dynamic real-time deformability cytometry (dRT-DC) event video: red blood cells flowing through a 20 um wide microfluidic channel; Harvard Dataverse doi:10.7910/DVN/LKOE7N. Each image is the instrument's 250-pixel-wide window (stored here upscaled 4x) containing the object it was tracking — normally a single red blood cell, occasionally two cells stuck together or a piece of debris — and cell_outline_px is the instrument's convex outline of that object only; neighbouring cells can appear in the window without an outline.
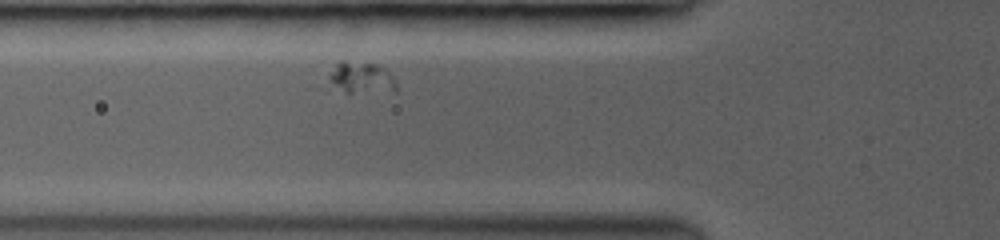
{"species": "common noctule bat (a hibernating species)", "species_latin": "Nyctalus noctula", "temperature_condition": "room temperature", "stored_images_in_passage": 7, "camera_frame_rate_fps": 3000, "um_per_image_px": 0.085, "animal": {"sex": "female", "body_mass_g": 19.0, "forearm_length_mm": 53.3}, "frame": {"image": 1, "passage_image": 2, "time_ms": 1.0, "image_size_px": [1000, 240], "cell_outline_px": [[396, 92], [348, 92], [328, 80], [328, 76], [336, 64], [376, 64], [384, 68], [392, 76], [396, 84]], "centroid_in_image_um": [30.81, 6.66], "position_along_channel_um": 95.0, "area_um2": 11.5}}
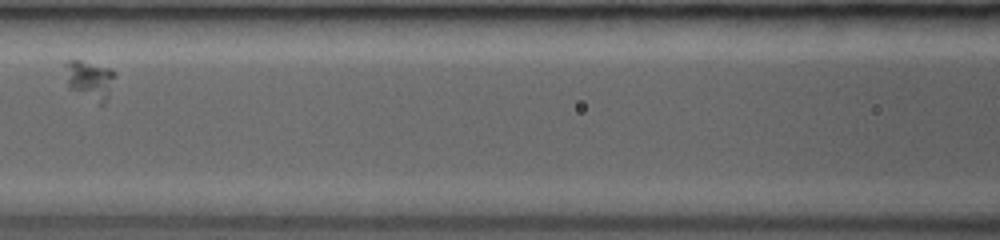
{"frame": {"image": 2, "passage_image": 4, "time_ms": 2.667, "image_size_px": [1000, 240], "cell_outline_px": [[116, 76], [104, 104], [100, 104], [68, 88], [64, 64], [68, 60], [80, 60], [108, 68]], "centroid_in_image_um": [7.59, 6.78], "position_along_channel_um": 159.0, "area_um2": 11.1}}
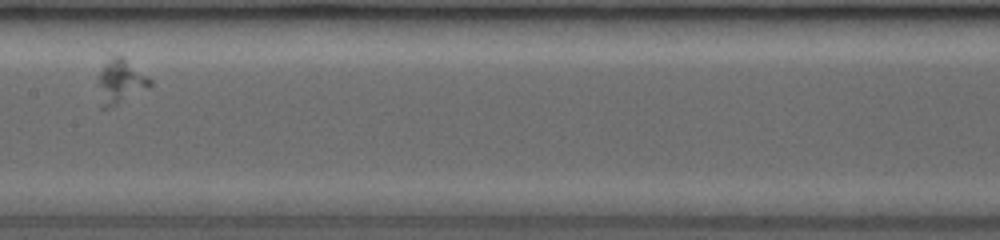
{"frame": {"image": 3, "passage_image": 5, "time_ms": 3.667, "image_size_px": [1000, 240], "cell_outline_px": [[152, 84], [148, 88], [108, 108], [100, 108], [100, 72], [104, 64], [112, 52], [124, 56], [148, 76], [152, 80]], "centroid_in_image_um": [10.26, 6.86], "position_along_channel_um": 197.1, "area_um2": 13.35}}